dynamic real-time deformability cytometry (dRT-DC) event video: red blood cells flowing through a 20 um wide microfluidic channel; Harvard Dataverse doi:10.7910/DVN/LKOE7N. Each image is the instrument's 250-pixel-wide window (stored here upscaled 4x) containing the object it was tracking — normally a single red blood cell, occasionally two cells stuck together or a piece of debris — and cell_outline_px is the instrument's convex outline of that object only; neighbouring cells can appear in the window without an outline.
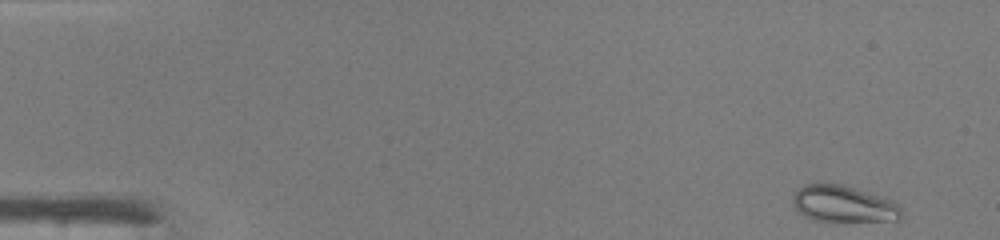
{"species": "common noctule bat (a hibernating species)", "species_latin": "Nyctalus noctula", "temperature_condition": "warm", "stored_images_in_passage": 45, "camera_frame_rate_fps": 3000, "um_per_image_px": 0.085, "animal": {"sex": "male", "body_mass_g": 19.0, "forearm_length_mm": 50.8}, "frame": {"image": 1, "passage_image": 1, "time_ms": 0.0, "image_size_px": [1000, 240], "cell_outline_px": [[904, 216], [900, 220], [832, 224], [812, 220], [796, 212], [792, 204], [792, 196], [804, 184], [840, 184], [880, 196], [892, 200], [900, 208]], "centroid_in_image_um": [71.68, 17.42], "position_along_channel_um": 13.3, "area_um2": 24.1}}
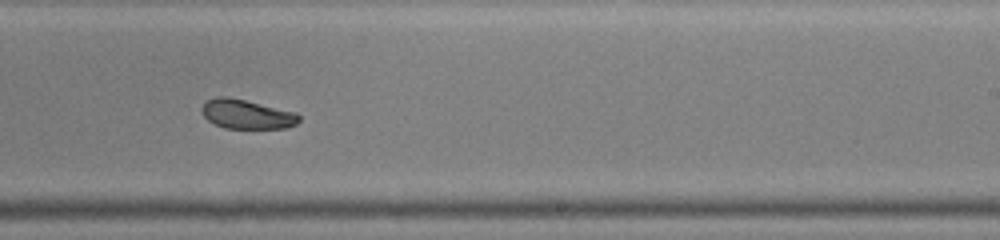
{"frame": {"image": 2, "passage_image": 28, "time_ms": 9.0, "image_size_px": [1000, 240], "cell_outline_px": [[300, 120], [296, 124], [288, 128], [224, 128], [208, 120], [200, 112], [200, 108], [208, 100], [216, 96], [228, 96], [296, 112], [300, 116]], "centroid_in_image_um": [20.97, 9.7], "position_along_channel_um": 268.0, "area_um2": 16.65}}
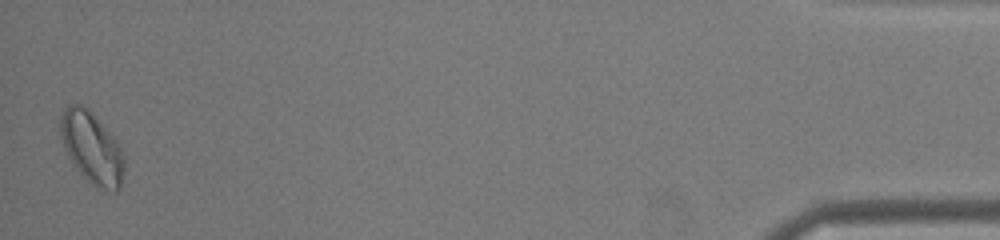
{"frame": {"image": 3, "passage_image": 45, "time_ms": 14.667, "image_size_px": [1000, 240], "cell_outline_px": [[124, 168], [120, 188], [116, 192], [96, 188], [76, 168], [68, 156], [64, 148], [60, 136], [60, 120], [64, 108], [68, 104], [80, 104], [88, 108], [116, 140], [124, 156]], "centroid_in_image_um": [7.8, 12.57], "position_along_channel_um": 427.4, "area_um2": 26.53}, "authors_computed_cell_mechanics": {"area_um2": 19.5942, "velocity_mm_per_s": 4.2939, "shape_relaxation_time_tau1_ms": 9.7886, "shape_relaxation_time_tau2_ms": 4.5845, "deformation_change_tau1": 0.195, "deformation_change_tau2": 0.0674}}